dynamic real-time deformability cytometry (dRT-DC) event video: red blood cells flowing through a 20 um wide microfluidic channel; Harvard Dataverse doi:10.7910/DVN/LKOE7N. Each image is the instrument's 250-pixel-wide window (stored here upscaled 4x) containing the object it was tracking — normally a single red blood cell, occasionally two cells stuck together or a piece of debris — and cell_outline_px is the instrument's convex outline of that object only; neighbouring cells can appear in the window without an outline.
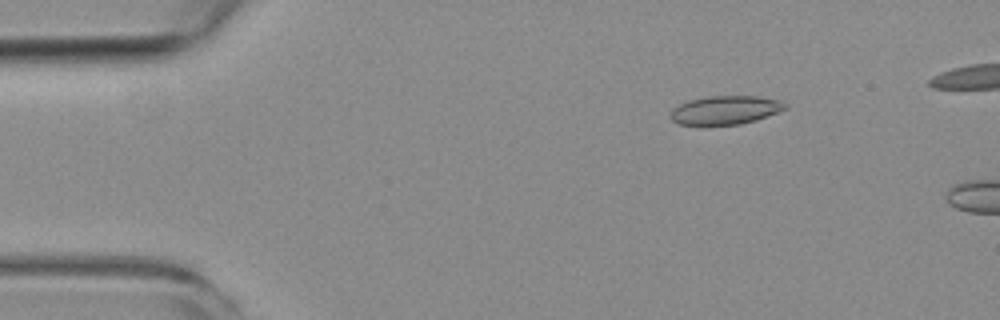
{"species": "common noctule bat (a hibernating species)", "species_latin": "Nyctalus noctula", "temperature_condition": "room temperature", "stored_images_in_passage": 4, "camera_frame_rate_fps": 3000, "um_per_image_px": 0.085, "animal": {"sex": "female", "body_mass_g": 19.3, "forearm_length_mm": 54.1}, "frame": {"image": 1, "passage_image": 2, "time_ms": 1.667, "image_size_px": [1000, 320], "cell_outline_px": [[788, 108], [756, 120], [740, 124], [704, 128], [700, 128], [676, 124], [668, 116], [672, 108], [688, 100], [708, 96], [756, 96], [780, 100], [788, 104]], "centroid_in_image_um": [61.56, 9.41], "position_along_channel_um": 23.4, "area_um2": 20.11}}